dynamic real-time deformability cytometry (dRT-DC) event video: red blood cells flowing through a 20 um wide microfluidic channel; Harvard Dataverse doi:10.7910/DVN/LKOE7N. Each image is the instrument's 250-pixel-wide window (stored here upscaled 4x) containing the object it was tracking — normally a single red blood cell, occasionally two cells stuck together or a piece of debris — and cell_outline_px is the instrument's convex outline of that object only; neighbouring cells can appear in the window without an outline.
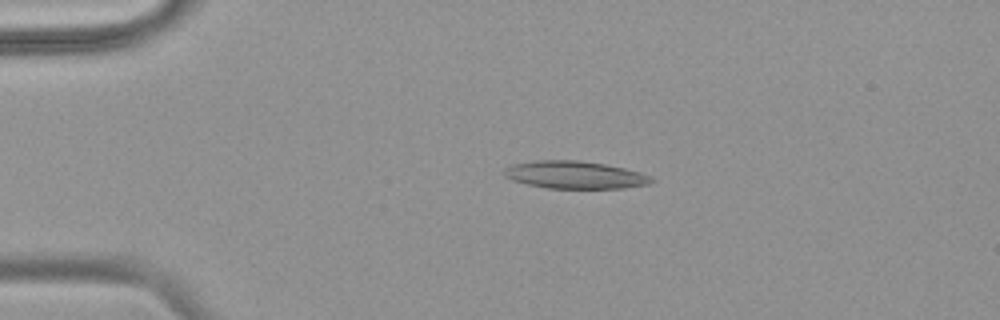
{"species": "common noctule bat (a hibernating species)", "species_latin": "Nyctalus noctula", "temperature_condition": "warm", "stored_images_in_passage": 53, "camera_frame_rate_fps": 3000, "um_per_image_px": 0.085, "animal": {"sex": "female", "body_mass_g": 18.4}, "frame": {"image": 1, "passage_image": 11, "time_ms": 3.333, "image_size_px": [1000, 320], "cell_outline_px": [[656, 180], [648, 184], [624, 188], [548, 188], [528, 184], [512, 180], [504, 176], [504, 168], [516, 164], [540, 160], [576, 160], [604, 164], [624, 168], [640, 172]], "centroid_in_image_um": [48.88, 14.87], "position_along_channel_um": 36.1, "area_um2": 23.35}}
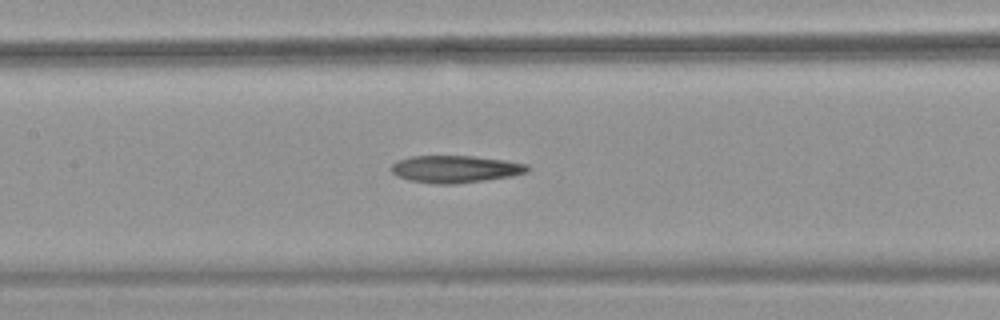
{"frame": {"image": 2, "passage_image": 25, "time_ms": 8.0, "image_size_px": [1000, 320], "cell_outline_px": [[528, 172], [512, 176], [456, 184], [436, 184], [412, 180], [396, 176], [392, 172], [392, 164], [400, 160], [412, 156], [472, 156], [504, 160], [528, 164]], "centroid_in_image_um": [38.72, 14.37], "position_along_channel_um": 168.7, "area_um2": 21.39}}
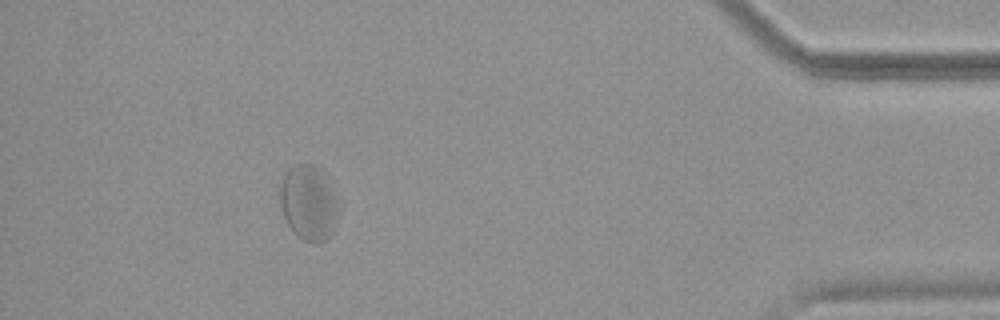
{"frame": {"image": 3, "passage_image": 48, "time_ms": 15.667, "image_size_px": [1000, 320], "cell_outline_px": [[332, 232], [320, 244], [304, 240], [292, 232], [284, 216], [280, 204], [280, 188], [284, 176], [288, 168], [296, 164], [316, 164], [320, 168], [332, 200]], "centroid_in_image_um": [26.08, 17.23], "position_along_channel_um": 409.1, "area_um2": 23.81}, "authors_computed_cell_mechanics": {"area_um2": 23.2356, "velocity_mm_per_s": 3.7781, "shape_relaxation_time_tau1_ms": null, "shape_relaxation_time_tau2_ms": 2.4323, "deformation_change_tau1": null, "deformation_change_tau2": 0.105}}